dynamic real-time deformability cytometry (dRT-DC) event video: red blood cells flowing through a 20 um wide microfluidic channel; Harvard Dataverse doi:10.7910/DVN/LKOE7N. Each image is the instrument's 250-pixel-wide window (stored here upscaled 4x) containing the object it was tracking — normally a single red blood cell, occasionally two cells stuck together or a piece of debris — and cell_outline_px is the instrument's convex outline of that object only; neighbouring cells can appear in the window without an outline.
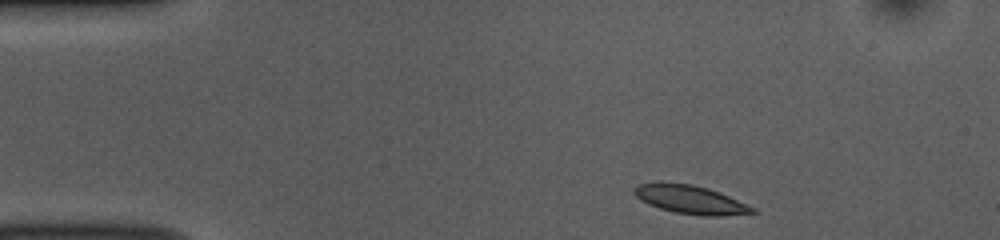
{"species": "common noctule bat (a hibernating species)", "species_latin": "Nyctalus noctula", "temperature_condition": "room temperature", "stored_images_in_passage": 44, "camera_frame_rate_fps": 3000, "um_per_image_px": 0.085, "animal": {"sex": "female", "body_mass_g": 10.0, "forearm_length_mm": 53.1}, "frame": {"image": 1, "passage_image": 1, "time_ms": 0.0, "image_size_px": [1000, 240], "cell_outline_px": [[756, 212], [720, 216], [700, 216], [676, 212], [660, 208], [648, 204], [640, 200], [632, 192], [632, 188], [636, 184], [660, 180], [692, 184], [708, 188], [728, 196], [756, 208]], "centroid_in_image_um": [58.59, 16.93], "position_along_channel_um": 26.4, "area_um2": 20.0}}
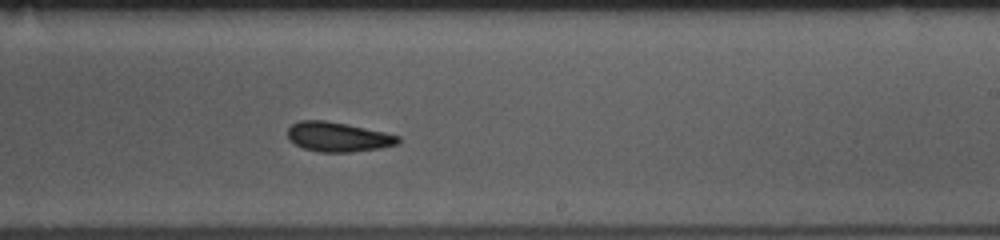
{"frame": {"image": 2, "passage_image": 24, "time_ms": 7.667, "image_size_px": [1000, 240], "cell_outline_px": [[400, 140], [396, 144], [380, 148], [352, 152], [320, 152], [304, 148], [288, 140], [288, 128], [292, 124], [300, 120], [324, 120], [384, 132], [400, 136]], "centroid_in_image_um": [28.7, 11.64], "position_along_channel_um": 260.3, "area_um2": 18.84}}
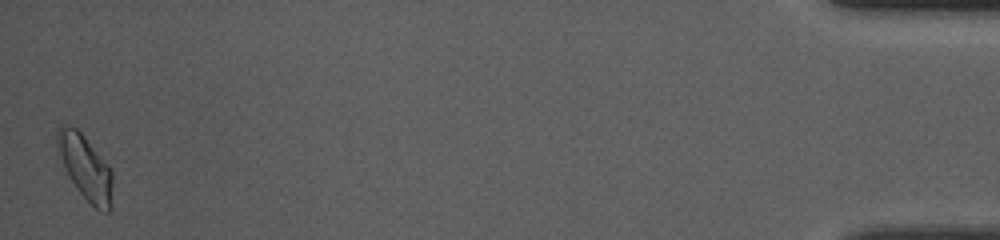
{"frame": {"image": 3, "passage_image": 44, "time_ms": 14.333, "image_size_px": [1000, 240], "cell_outline_px": [[112, 208], [108, 212], [104, 212], [96, 208], [76, 188], [64, 168], [56, 148], [56, 132], [60, 124], [68, 124], [76, 128], [84, 136], [112, 168]], "centroid_in_image_um": [7.25, 14.2], "position_along_channel_um": 427.9, "area_um2": 20.98}, "authors_computed_cell_mechanics": {"area_um2": 19.3052, "velocity_mm_per_s": 3.8639, "shape_relaxation_time_tau1_ms": 3.0694, "shape_relaxation_time_tau2_ms": 2.1035, "deformation_change_tau1": 0.1108, "deformation_change_tau2": 0.0765}}